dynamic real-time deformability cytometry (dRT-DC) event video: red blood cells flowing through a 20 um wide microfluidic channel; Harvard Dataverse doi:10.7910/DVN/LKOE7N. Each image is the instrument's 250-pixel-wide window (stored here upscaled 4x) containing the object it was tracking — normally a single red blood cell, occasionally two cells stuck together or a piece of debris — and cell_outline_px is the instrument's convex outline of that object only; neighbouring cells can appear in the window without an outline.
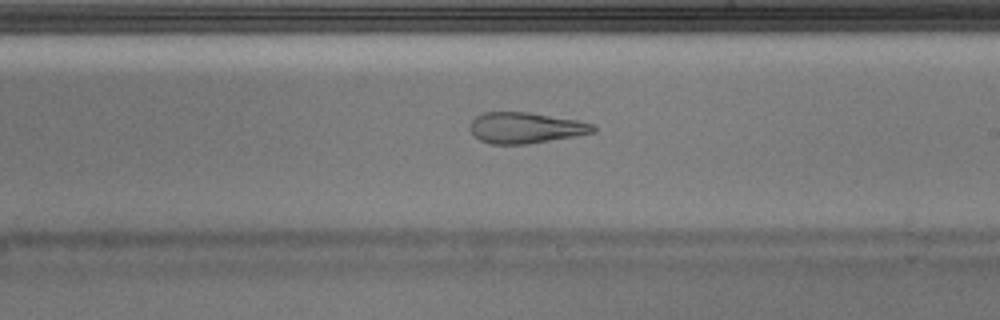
{"species": "Egyptian fruit bat (a non-hibernating species)", "species_latin": "Rousettus aegyptiacus", "temperature_condition": "warm", "stored_images_in_passage": 41, "camera_frame_rate_fps": 3000, "um_per_image_px": 0.085, "animal": {"sex": "male"}, "frame": {"image": 1, "passage_image": 24, "time_ms": 7.667, "image_size_px": [1000, 320], "cell_outline_px": [[596, 132], [528, 144], [492, 144], [480, 140], [472, 136], [468, 128], [472, 120], [476, 116], [484, 112], [528, 112], [580, 120], [592, 124], [596, 128]], "centroid_in_image_um": [44.64, 10.86], "position_along_channel_um": 244.4, "area_um2": 22.37}}